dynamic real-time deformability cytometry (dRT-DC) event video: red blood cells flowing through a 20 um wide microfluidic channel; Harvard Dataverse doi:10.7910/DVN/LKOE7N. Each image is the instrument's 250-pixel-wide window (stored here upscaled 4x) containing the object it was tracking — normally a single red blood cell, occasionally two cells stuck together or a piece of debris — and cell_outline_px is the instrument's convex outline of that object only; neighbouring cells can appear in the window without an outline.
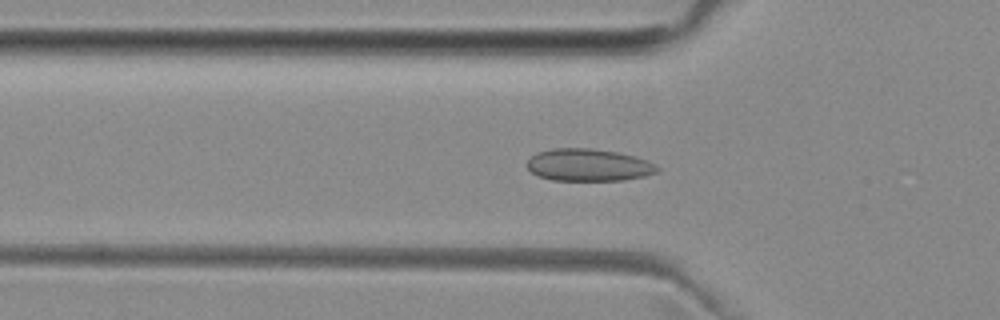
{"species": "common noctule bat (a hibernating species)", "species_latin": "Nyctalus noctula", "temperature_condition": "room temperature", "stored_images_in_passage": 51, "camera_frame_rate_fps": 3000, "um_per_image_px": 0.085, "animal": {"sex": "female", "body_mass_g": 29.2, "forearm_length_mm": 56.3}, "frame": {"image": 1, "passage_image": 16, "time_ms": 5.0, "image_size_px": [1000, 320], "cell_outline_px": [[660, 168], [656, 172], [644, 176], [624, 180], [552, 180], [536, 176], [524, 164], [532, 156], [540, 152], [552, 148], [588, 148], [616, 152], [648, 160], [656, 164]], "centroid_in_image_um": [50.0, 14.03], "position_along_channel_um": 75.8, "area_um2": 24.45}}
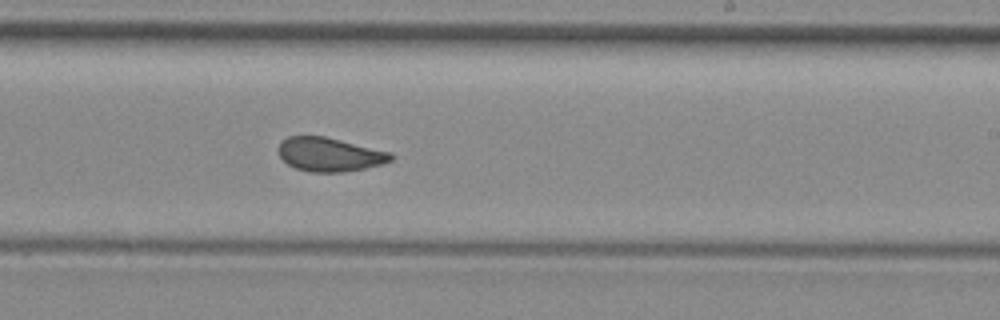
{"frame": {"image": 2, "passage_image": 30, "time_ms": 9.667, "image_size_px": [1000, 320], "cell_outline_px": [[396, 156], [392, 160], [384, 164], [364, 168], [340, 172], [308, 172], [296, 168], [288, 164], [280, 156], [276, 148], [288, 136], [324, 136], [392, 152]], "centroid_in_image_um": [28.04, 13.13], "position_along_channel_um": 261.0, "area_um2": 22.25}}
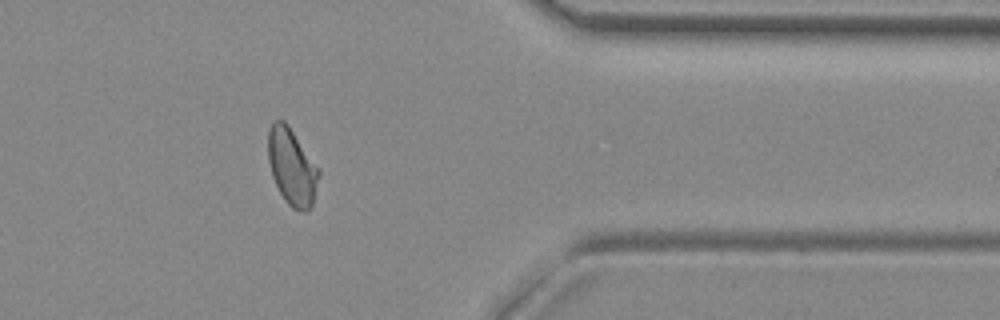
{"frame": {"image": 3, "passage_image": 41, "time_ms": 13.333, "image_size_px": [1000, 320], "cell_outline_px": [[320, 172], [312, 204], [304, 212], [300, 212], [292, 208], [284, 200], [272, 176], [268, 160], [268, 128], [272, 120], [284, 120], [288, 124], [320, 168]], "centroid_in_image_um": [24.8, 14.14], "position_along_channel_um": 386.6, "area_um2": 22.83}, "authors_computed_cell_mechanics": {"area_um2": 22.8888, "velocity_mm_per_s": 3.9625, "shape_relaxation_time_tau1_ms": null, "shape_relaxation_time_tau2_ms": 0.9193, "deformation_change_tau1": null, "deformation_change_tau2": 0.0401}}